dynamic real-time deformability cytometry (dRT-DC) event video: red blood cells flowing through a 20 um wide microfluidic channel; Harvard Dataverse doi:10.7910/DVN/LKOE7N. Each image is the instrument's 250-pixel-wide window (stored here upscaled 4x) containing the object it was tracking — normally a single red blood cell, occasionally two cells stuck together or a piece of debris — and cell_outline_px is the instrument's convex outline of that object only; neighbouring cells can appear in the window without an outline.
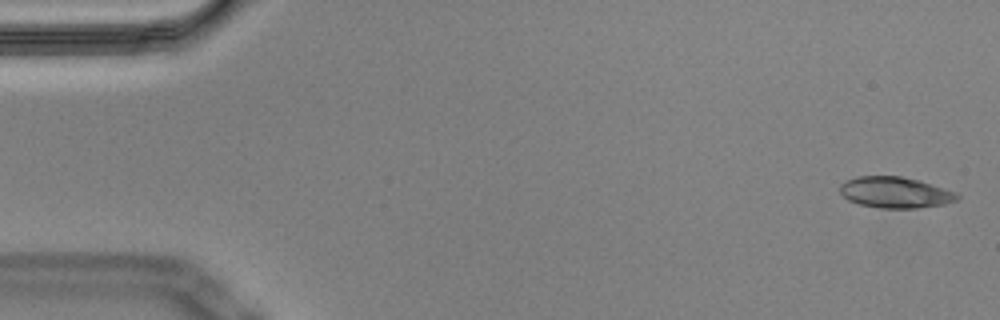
{"species": "Egyptian fruit bat (a non-hibernating species)", "species_latin": "Rousettus aegyptiacus", "temperature_condition": "cold", "stored_images_in_passage": 51, "camera_frame_rate_fps": 3000, "um_per_image_px": 0.085, "animal": {"sex": "male"}, "frame": {"image": 1, "passage_image": 2, "time_ms": 0.333, "image_size_px": [1000, 320], "cell_outline_px": [[960, 196], [956, 200], [944, 204], [916, 208], [880, 208], [860, 204], [848, 200], [840, 192], [840, 184], [856, 176], [900, 176], [920, 180], [956, 192]], "centroid_in_image_um": [76.09, 16.35], "position_along_channel_um": 8.9, "area_um2": 21.15}}
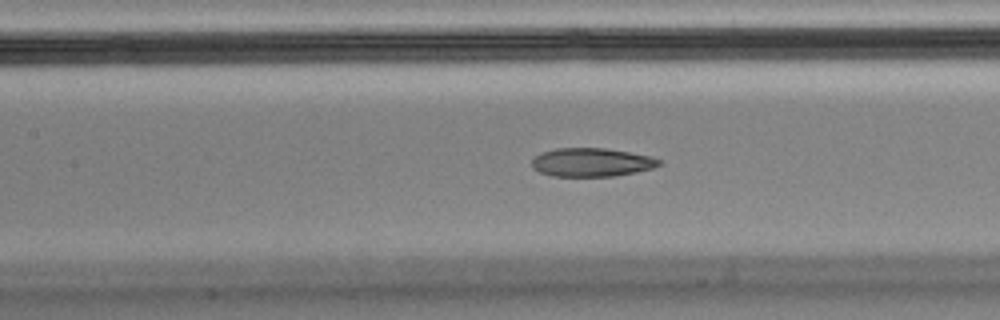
{"frame": {"image": 2, "passage_image": 25, "time_ms": 8.0, "image_size_px": [1000, 320], "cell_outline_px": [[664, 164], [652, 168], [636, 172], [612, 176], [552, 176], [540, 172], [532, 168], [532, 160], [540, 152], [556, 148], [604, 148], [652, 156], [660, 160]], "centroid_in_image_um": [50.29, 13.79], "position_along_channel_um": 157.1, "area_um2": 21.21}}
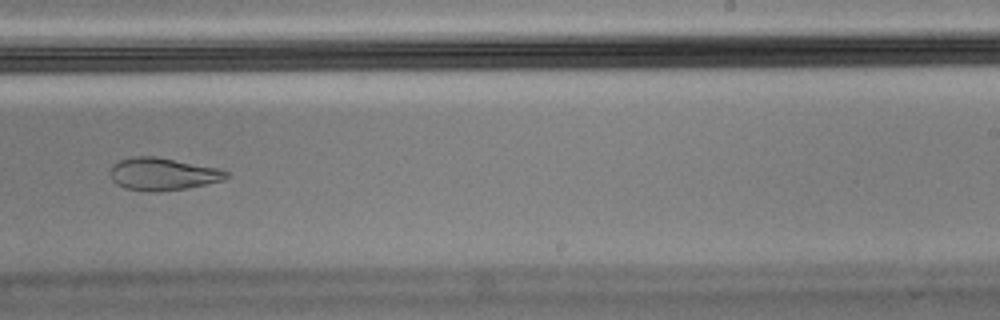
{"frame": {"image": 3, "passage_image": 35, "time_ms": 11.333, "image_size_px": [1000, 320], "cell_outline_px": [[228, 176], [224, 180], [188, 188], [156, 192], [148, 192], [124, 188], [116, 184], [112, 180], [108, 172], [112, 164], [120, 160], [132, 156], [156, 156], [220, 168], [228, 172]], "centroid_in_image_um": [13.8, 14.79], "position_along_channel_um": 275.2, "area_um2": 22.37}, "authors_computed_cell_mechanics": {"area_um2": 21.8484, "velocity_mm_per_s": 3.5557, "shape_relaxation_time_tau1_ms": null, "shape_relaxation_time_tau2_ms": 2.9169, "deformation_change_tau1": null, "deformation_change_tau2": 0.0831}}